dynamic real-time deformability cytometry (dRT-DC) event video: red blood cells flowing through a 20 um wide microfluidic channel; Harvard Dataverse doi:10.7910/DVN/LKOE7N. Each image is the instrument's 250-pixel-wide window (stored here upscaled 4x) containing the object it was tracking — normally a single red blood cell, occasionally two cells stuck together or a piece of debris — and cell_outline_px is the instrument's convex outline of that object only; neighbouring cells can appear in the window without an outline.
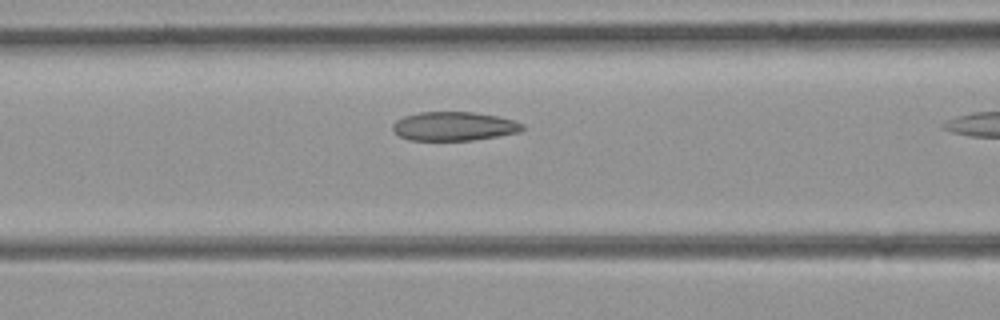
{"species": "common noctule bat (a hibernating species)", "species_latin": "Nyctalus noctula", "temperature_condition": "room temperature", "stored_images_in_passage": 9, "camera_frame_rate_fps": 3000, "um_per_image_px": 0.085, "animal": {"sex": "female", "body_mass_g": 21.9}, "frame": {"image": 1, "passage_image": 8, "time_ms": 2.333, "image_size_px": [1000, 320], "cell_outline_px": [[524, 128], [520, 132], [472, 140], [408, 140], [392, 132], [392, 124], [396, 120], [404, 116], [420, 112], [476, 112], [496, 116], [512, 120], [524, 124]], "centroid_in_image_um": [38.55, 10.73], "position_along_channel_um": 128.1, "area_um2": 21.85}}